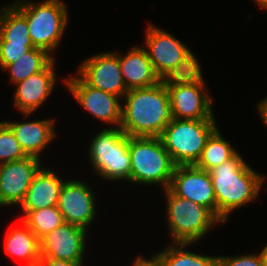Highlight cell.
I'll use <instances>...</instances> for the list:
<instances>
[{"label": "cell", "mask_w": 267, "mask_h": 266, "mask_svg": "<svg viewBox=\"0 0 267 266\" xmlns=\"http://www.w3.org/2000/svg\"><path fill=\"white\" fill-rule=\"evenodd\" d=\"M121 101L120 129L129 137H159L174 119L164 80L150 87L130 89Z\"/></svg>", "instance_id": "1"}, {"label": "cell", "mask_w": 267, "mask_h": 266, "mask_svg": "<svg viewBox=\"0 0 267 266\" xmlns=\"http://www.w3.org/2000/svg\"><path fill=\"white\" fill-rule=\"evenodd\" d=\"M209 172L216 197L217 218L222 223L228 221L235 209L258 199L265 180V176L253 170L239 152Z\"/></svg>", "instance_id": "2"}, {"label": "cell", "mask_w": 267, "mask_h": 266, "mask_svg": "<svg viewBox=\"0 0 267 266\" xmlns=\"http://www.w3.org/2000/svg\"><path fill=\"white\" fill-rule=\"evenodd\" d=\"M11 4L26 18L33 46L53 57L68 23L66 3L61 0H44L43 3L14 0Z\"/></svg>", "instance_id": "3"}, {"label": "cell", "mask_w": 267, "mask_h": 266, "mask_svg": "<svg viewBox=\"0 0 267 266\" xmlns=\"http://www.w3.org/2000/svg\"><path fill=\"white\" fill-rule=\"evenodd\" d=\"M144 45L156 74L161 80L187 77L201 69L200 62L179 39L169 32L148 25Z\"/></svg>", "instance_id": "4"}, {"label": "cell", "mask_w": 267, "mask_h": 266, "mask_svg": "<svg viewBox=\"0 0 267 266\" xmlns=\"http://www.w3.org/2000/svg\"><path fill=\"white\" fill-rule=\"evenodd\" d=\"M128 147L131 161L130 183L160 185L168 189L175 164L163 147L159 137H129Z\"/></svg>", "instance_id": "5"}, {"label": "cell", "mask_w": 267, "mask_h": 266, "mask_svg": "<svg viewBox=\"0 0 267 266\" xmlns=\"http://www.w3.org/2000/svg\"><path fill=\"white\" fill-rule=\"evenodd\" d=\"M215 119L174 118L159 136L173 163L192 165L201 157L205 144L217 127Z\"/></svg>", "instance_id": "6"}, {"label": "cell", "mask_w": 267, "mask_h": 266, "mask_svg": "<svg viewBox=\"0 0 267 266\" xmlns=\"http://www.w3.org/2000/svg\"><path fill=\"white\" fill-rule=\"evenodd\" d=\"M88 156L96 175L108 181L130 182L128 135L120 127L105 128L92 138Z\"/></svg>", "instance_id": "7"}, {"label": "cell", "mask_w": 267, "mask_h": 266, "mask_svg": "<svg viewBox=\"0 0 267 266\" xmlns=\"http://www.w3.org/2000/svg\"><path fill=\"white\" fill-rule=\"evenodd\" d=\"M166 216L173 243H197L222 222L206 207L176 196L169 188L164 189Z\"/></svg>", "instance_id": "8"}, {"label": "cell", "mask_w": 267, "mask_h": 266, "mask_svg": "<svg viewBox=\"0 0 267 266\" xmlns=\"http://www.w3.org/2000/svg\"><path fill=\"white\" fill-rule=\"evenodd\" d=\"M172 108L173 118L200 120L215 119L212 98L200 69L187 77L164 79Z\"/></svg>", "instance_id": "9"}, {"label": "cell", "mask_w": 267, "mask_h": 266, "mask_svg": "<svg viewBox=\"0 0 267 266\" xmlns=\"http://www.w3.org/2000/svg\"><path fill=\"white\" fill-rule=\"evenodd\" d=\"M69 92L82 108L105 124L120 127L122 121V100L120 97L90 86L77 72L64 78Z\"/></svg>", "instance_id": "10"}, {"label": "cell", "mask_w": 267, "mask_h": 266, "mask_svg": "<svg viewBox=\"0 0 267 266\" xmlns=\"http://www.w3.org/2000/svg\"><path fill=\"white\" fill-rule=\"evenodd\" d=\"M169 189L178 197L203 205L217 217V203L210 172L195 164L177 165Z\"/></svg>", "instance_id": "11"}, {"label": "cell", "mask_w": 267, "mask_h": 266, "mask_svg": "<svg viewBox=\"0 0 267 266\" xmlns=\"http://www.w3.org/2000/svg\"><path fill=\"white\" fill-rule=\"evenodd\" d=\"M77 73L92 87L121 99L128 91L120 69L118 52H102L81 62Z\"/></svg>", "instance_id": "12"}, {"label": "cell", "mask_w": 267, "mask_h": 266, "mask_svg": "<svg viewBox=\"0 0 267 266\" xmlns=\"http://www.w3.org/2000/svg\"><path fill=\"white\" fill-rule=\"evenodd\" d=\"M95 200L94 192L87 183L78 180H65L57 206L65 222L88 230L87 227L96 219Z\"/></svg>", "instance_id": "13"}, {"label": "cell", "mask_w": 267, "mask_h": 266, "mask_svg": "<svg viewBox=\"0 0 267 266\" xmlns=\"http://www.w3.org/2000/svg\"><path fill=\"white\" fill-rule=\"evenodd\" d=\"M87 230L67 222L40 239L41 257L71 262H84Z\"/></svg>", "instance_id": "14"}, {"label": "cell", "mask_w": 267, "mask_h": 266, "mask_svg": "<svg viewBox=\"0 0 267 266\" xmlns=\"http://www.w3.org/2000/svg\"><path fill=\"white\" fill-rule=\"evenodd\" d=\"M40 161V158L27 156L20 160L0 164L2 206H20L34 175L42 167Z\"/></svg>", "instance_id": "15"}, {"label": "cell", "mask_w": 267, "mask_h": 266, "mask_svg": "<svg viewBox=\"0 0 267 266\" xmlns=\"http://www.w3.org/2000/svg\"><path fill=\"white\" fill-rule=\"evenodd\" d=\"M55 59L42 71L16 83L14 106L27 118L47 100L55 88Z\"/></svg>", "instance_id": "16"}, {"label": "cell", "mask_w": 267, "mask_h": 266, "mask_svg": "<svg viewBox=\"0 0 267 266\" xmlns=\"http://www.w3.org/2000/svg\"><path fill=\"white\" fill-rule=\"evenodd\" d=\"M64 181L48 167L39 169L26 192L21 211H32L57 206Z\"/></svg>", "instance_id": "17"}, {"label": "cell", "mask_w": 267, "mask_h": 266, "mask_svg": "<svg viewBox=\"0 0 267 266\" xmlns=\"http://www.w3.org/2000/svg\"><path fill=\"white\" fill-rule=\"evenodd\" d=\"M54 119H42L29 122L4 121L13 131L22 150L27 156L40 158L41 152L56 136Z\"/></svg>", "instance_id": "18"}, {"label": "cell", "mask_w": 267, "mask_h": 266, "mask_svg": "<svg viewBox=\"0 0 267 266\" xmlns=\"http://www.w3.org/2000/svg\"><path fill=\"white\" fill-rule=\"evenodd\" d=\"M121 54L119 63L127 90L150 87L161 81L145 48L135 46L126 55Z\"/></svg>", "instance_id": "19"}, {"label": "cell", "mask_w": 267, "mask_h": 266, "mask_svg": "<svg viewBox=\"0 0 267 266\" xmlns=\"http://www.w3.org/2000/svg\"><path fill=\"white\" fill-rule=\"evenodd\" d=\"M5 253L25 261V266H39L40 239L21 220L19 227L9 230L5 238Z\"/></svg>", "instance_id": "20"}, {"label": "cell", "mask_w": 267, "mask_h": 266, "mask_svg": "<svg viewBox=\"0 0 267 266\" xmlns=\"http://www.w3.org/2000/svg\"><path fill=\"white\" fill-rule=\"evenodd\" d=\"M9 5L0 10V42L32 44L26 18Z\"/></svg>", "instance_id": "21"}, {"label": "cell", "mask_w": 267, "mask_h": 266, "mask_svg": "<svg viewBox=\"0 0 267 266\" xmlns=\"http://www.w3.org/2000/svg\"><path fill=\"white\" fill-rule=\"evenodd\" d=\"M193 243H173L156 253L163 266H218V256H206L186 250Z\"/></svg>", "instance_id": "22"}, {"label": "cell", "mask_w": 267, "mask_h": 266, "mask_svg": "<svg viewBox=\"0 0 267 266\" xmlns=\"http://www.w3.org/2000/svg\"><path fill=\"white\" fill-rule=\"evenodd\" d=\"M53 59L54 57L46 51L34 47L14 63L9 64L4 70L9 72L10 81L16 84L42 71Z\"/></svg>", "instance_id": "23"}, {"label": "cell", "mask_w": 267, "mask_h": 266, "mask_svg": "<svg viewBox=\"0 0 267 266\" xmlns=\"http://www.w3.org/2000/svg\"><path fill=\"white\" fill-rule=\"evenodd\" d=\"M237 152L217 128L208 138L201 157L195 165L209 172L214 167L231 159Z\"/></svg>", "instance_id": "24"}, {"label": "cell", "mask_w": 267, "mask_h": 266, "mask_svg": "<svg viewBox=\"0 0 267 266\" xmlns=\"http://www.w3.org/2000/svg\"><path fill=\"white\" fill-rule=\"evenodd\" d=\"M22 212L24 215L21 220L39 239L65 223L58 206H49L39 210Z\"/></svg>", "instance_id": "25"}, {"label": "cell", "mask_w": 267, "mask_h": 266, "mask_svg": "<svg viewBox=\"0 0 267 266\" xmlns=\"http://www.w3.org/2000/svg\"><path fill=\"white\" fill-rule=\"evenodd\" d=\"M27 157L11 128L0 122V164Z\"/></svg>", "instance_id": "26"}, {"label": "cell", "mask_w": 267, "mask_h": 266, "mask_svg": "<svg viewBox=\"0 0 267 266\" xmlns=\"http://www.w3.org/2000/svg\"><path fill=\"white\" fill-rule=\"evenodd\" d=\"M34 48L33 44H17L11 42H0V68L5 69L14 63L23 54Z\"/></svg>", "instance_id": "27"}, {"label": "cell", "mask_w": 267, "mask_h": 266, "mask_svg": "<svg viewBox=\"0 0 267 266\" xmlns=\"http://www.w3.org/2000/svg\"><path fill=\"white\" fill-rule=\"evenodd\" d=\"M218 266H264L261 251L258 254L218 256Z\"/></svg>", "instance_id": "28"}, {"label": "cell", "mask_w": 267, "mask_h": 266, "mask_svg": "<svg viewBox=\"0 0 267 266\" xmlns=\"http://www.w3.org/2000/svg\"><path fill=\"white\" fill-rule=\"evenodd\" d=\"M83 262H71L64 260H54L51 258L41 257L39 266H82Z\"/></svg>", "instance_id": "29"}, {"label": "cell", "mask_w": 267, "mask_h": 266, "mask_svg": "<svg viewBox=\"0 0 267 266\" xmlns=\"http://www.w3.org/2000/svg\"><path fill=\"white\" fill-rule=\"evenodd\" d=\"M132 266H163L157 254H153L152 258L146 259L144 256H138L133 261Z\"/></svg>", "instance_id": "30"}, {"label": "cell", "mask_w": 267, "mask_h": 266, "mask_svg": "<svg viewBox=\"0 0 267 266\" xmlns=\"http://www.w3.org/2000/svg\"><path fill=\"white\" fill-rule=\"evenodd\" d=\"M256 106L263 124L267 127V96L257 103Z\"/></svg>", "instance_id": "31"}, {"label": "cell", "mask_w": 267, "mask_h": 266, "mask_svg": "<svg viewBox=\"0 0 267 266\" xmlns=\"http://www.w3.org/2000/svg\"><path fill=\"white\" fill-rule=\"evenodd\" d=\"M262 9H267V0H254Z\"/></svg>", "instance_id": "32"}, {"label": "cell", "mask_w": 267, "mask_h": 266, "mask_svg": "<svg viewBox=\"0 0 267 266\" xmlns=\"http://www.w3.org/2000/svg\"><path fill=\"white\" fill-rule=\"evenodd\" d=\"M264 259V266H267V244L261 250Z\"/></svg>", "instance_id": "33"}]
</instances>
